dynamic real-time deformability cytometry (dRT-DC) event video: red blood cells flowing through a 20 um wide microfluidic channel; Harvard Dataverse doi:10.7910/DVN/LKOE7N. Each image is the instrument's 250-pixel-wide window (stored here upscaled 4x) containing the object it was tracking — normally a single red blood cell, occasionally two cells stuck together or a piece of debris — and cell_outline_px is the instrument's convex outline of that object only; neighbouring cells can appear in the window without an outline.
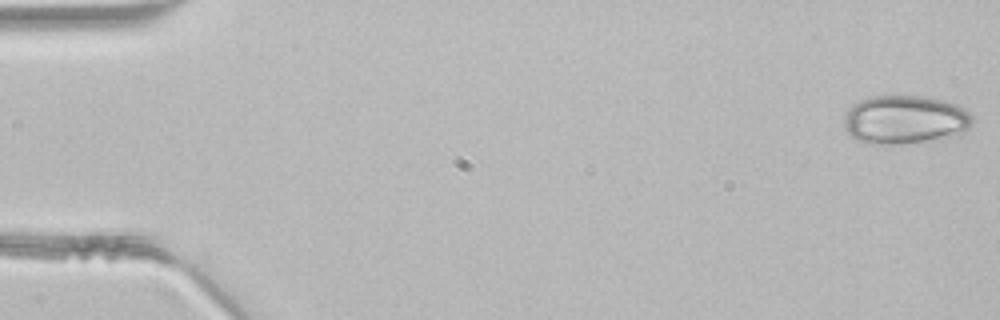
{"species": "common noctule bat (a hibernating species)", "species_latin": "Nyctalus noctula", "temperature_condition": "room temperature", "stored_images_in_passage": 45, "camera_frame_rate_fps": 3000, "um_per_image_px": 0.085, "animal": {"sex": "male", "body_mass_g": 21.5, "forearm_length_mm": 52.0}, "frame": {"image": 1, "passage_image": 1, "time_ms": 0.0, "image_size_px": [1000, 320], "cell_outline_px": [[972, 124], [964, 132], [948, 136], [900, 144], [868, 144], [856, 140], [844, 128], [844, 116], [848, 108], [852, 104], [860, 100], [872, 96], [924, 96], [944, 100], [956, 104], [964, 108], [972, 116]], "centroid_in_image_um": [76.87, 10.16], "position_along_channel_um": 8.1, "area_um2": 36.3}}
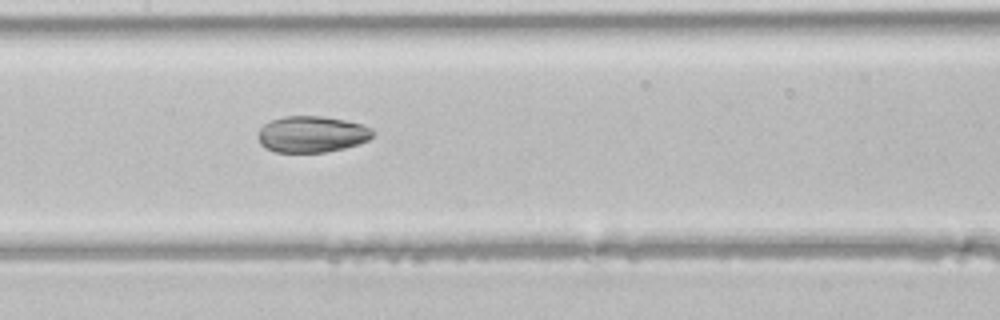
{"frame": {"image": 2, "passage_image": 22, "time_ms": 7.0, "image_size_px": [1000, 320], "cell_outline_px": [[372, 136], [368, 140], [360, 144], [344, 148], [324, 152], [276, 152], [264, 148], [260, 144], [256, 136], [256, 132], [264, 124], [272, 120], [284, 116], [324, 116], [344, 120], [360, 124], [372, 128]], "centroid_in_image_um": [26.45, 11.41], "position_along_channel_um": 180.9, "area_um2": 24.45}}
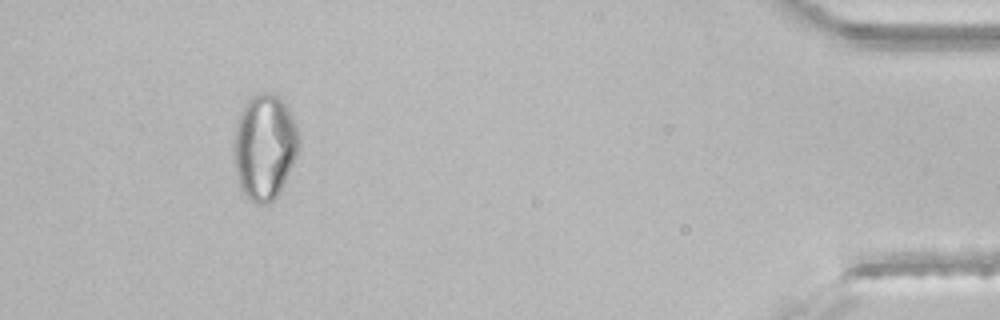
{"frame": {"image": 3, "passage_image": 42, "time_ms": 13.667, "image_size_px": [1000, 320], "cell_outline_px": [[300, 144], [296, 156], [276, 196], [268, 204], [256, 204], [240, 188], [236, 176], [232, 160], [232, 144], [236, 124], [240, 112], [244, 104], [252, 96], [260, 92], [268, 92], [276, 96], [288, 108], [296, 124], [300, 136]], "centroid_in_image_um": [22.44, 12.46], "position_along_channel_um": 412.8, "area_um2": 40.11}}